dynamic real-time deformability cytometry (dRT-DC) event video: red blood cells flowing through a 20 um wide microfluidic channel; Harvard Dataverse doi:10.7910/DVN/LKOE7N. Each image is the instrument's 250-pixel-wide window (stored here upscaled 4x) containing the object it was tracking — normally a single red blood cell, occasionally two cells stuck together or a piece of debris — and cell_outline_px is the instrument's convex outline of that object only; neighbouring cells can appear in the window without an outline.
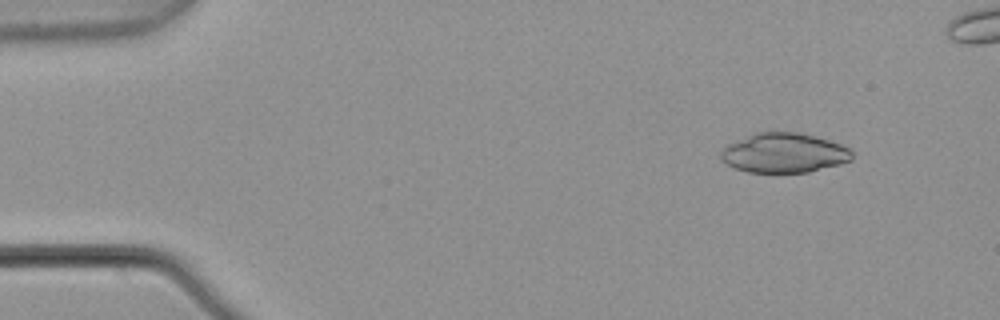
{"species": "common noctule bat (a hibernating species)", "species_latin": "Nyctalus noctula", "temperature_condition": "warm", "stored_images_in_passage": 4, "camera_frame_rate_fps": 3000, "um_per_image_px": 0.085, "animal": {"sex": "male", "body_mass_g": 21.5, "forearm_length_mm": 52.0}, "frame": {"image": 1, "passage_image": 1, "time_ms": 0.0, "image_size_px": [1000, 320], "cell_outline_px": [[852, 160], [840, 164], [808, 172], [748, 172], [736, 168], [720, 160], [720, 152], [728, 144], [752, 132], [800, 132], [828, 140], [852, 148]], "centroid_in_image_um": [66.64, 12.99], "position_along_channel_um": 18.4, "area_um2": 30.4}}